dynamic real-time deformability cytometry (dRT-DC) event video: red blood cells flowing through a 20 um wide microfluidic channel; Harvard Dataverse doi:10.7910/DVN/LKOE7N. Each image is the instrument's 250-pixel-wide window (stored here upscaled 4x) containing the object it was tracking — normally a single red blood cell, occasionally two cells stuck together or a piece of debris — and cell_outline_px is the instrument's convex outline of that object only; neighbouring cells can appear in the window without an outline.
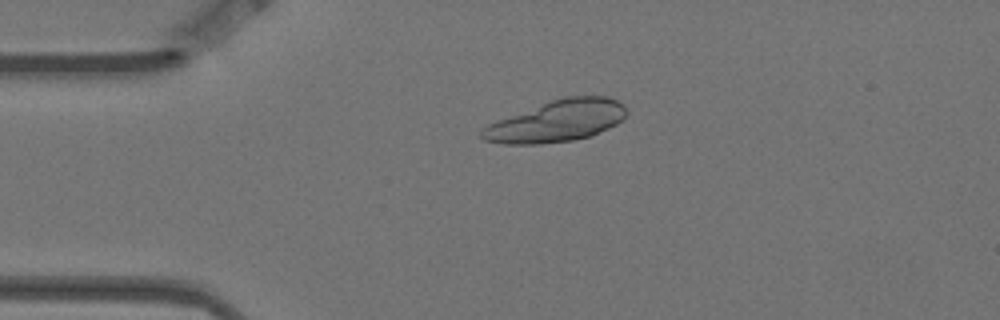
{"species": "Egyptian fruit bat (a non-hibernating species)", "species_latin": "Rousettus aegyptiacus", "temperature_condition": "warm", "stored_images_in_passage": 3, "camera_frame_rate_fps": 3000, "um_per_image_px": 0.085, "animal": {"sex": "female"}, "frame": {"image": 1, "passage_image": 2, "time_ms": 0.333, "image_size_px": [1000, 320], "cell_outline_px": [[628, 112], [616, 124], [592, 136], [572, 140], [540, 144], [504, 144], [484, 140], [480, 136], [480, 132], [488, 124], [496, 120], [552, 100], [564, 96], [608, 96], [624, 104]], "centroid_in_image_um": [47.33, 10.29], "position_along_channel_um": 37.7, "area_um2": 34.85}}